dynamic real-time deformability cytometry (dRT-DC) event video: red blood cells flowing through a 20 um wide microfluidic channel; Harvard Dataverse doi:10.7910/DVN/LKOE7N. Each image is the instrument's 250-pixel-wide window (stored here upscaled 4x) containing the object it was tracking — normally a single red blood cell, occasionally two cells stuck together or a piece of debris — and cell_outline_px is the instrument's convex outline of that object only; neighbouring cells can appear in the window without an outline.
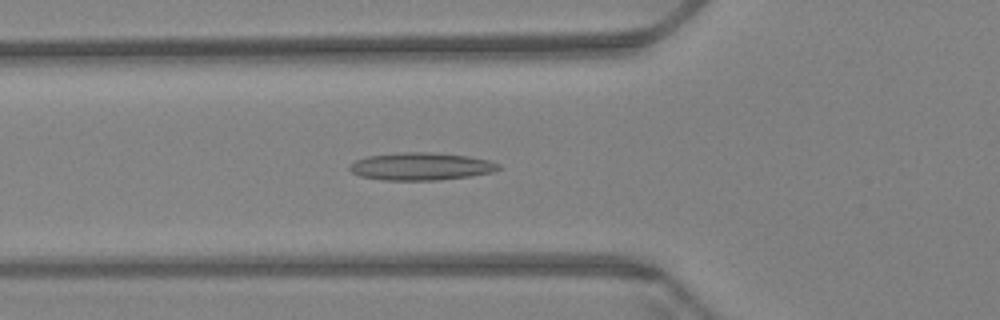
{"species": "Egyptian fruit bat (a non-hibernating species)", "species_latin": "Rousettus aegyptiacus", "temperature_condition": "warm", "stored_images_in_passage": 58, "camera_frame_rate_fps": 3000, "um_per_image_px": 0.085, "animal": {"sex": "female"}, "frame": {"image": 1, "passage_image": 20, "time_ms": 6.333, "image_size_px": [1000, 320], "cell_outline_px": [[504, 168], [492, 172], [468, 176], [436, 180], [384, 180], [360, 176], [352, 172], [348, 168], [356, 160], [368, 156], [400, 152], [432, 152], [468, 156], [488, 160], [500, 164]], "centroid_in_image_um": [35.81, 14.14], "position_along_channel_um": 90.0, "area_um2": 23.87}}
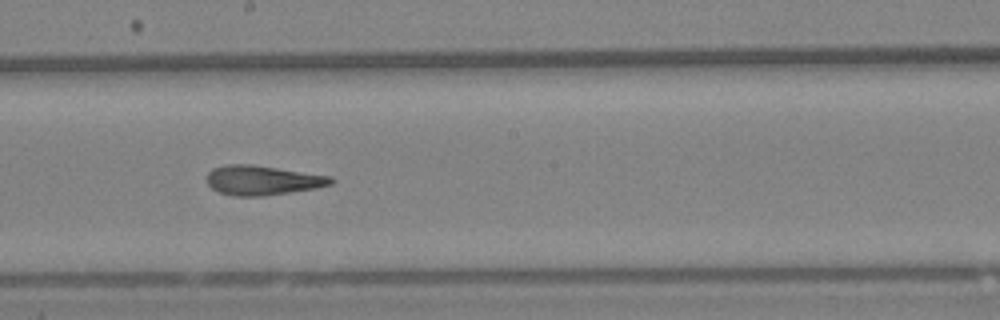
{"frame": {"image": 2, "passage_image": 32, "time_ms": 10.333, "image_size_px": [1000, 320], "cell_outline_px": [[336, 180], [332, 184], [316, 188], [260, 196], [232, 196], [220, 192], [212, 188], [208, 184], [208, 172], [212, 168], [228, 164], [252, 164], [332, 176]], "centroid_in_image_um": [22.33, 15.31], "position_along_channel_um": 225.9, "area_um2": 21.33}}
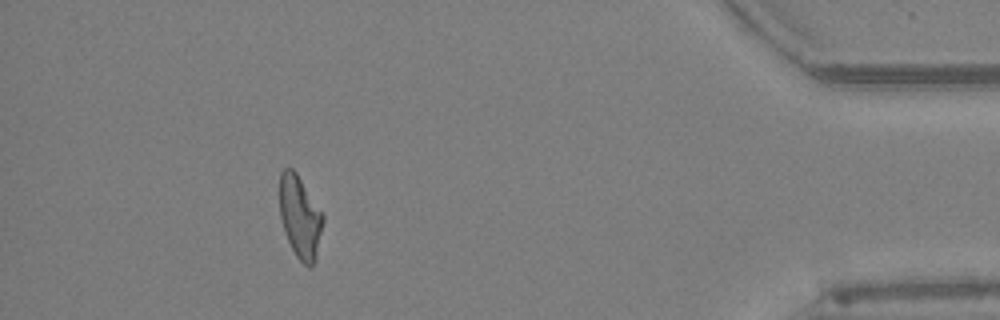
{"frame": {"image": 3, "passage_image": 53, "time_ms": 17.333, "image_size_px": [1000, 320], "cell_outline_px": [[324, 220], [312, 268], [308, 268], [296, 256], [284, 232], [280, 216], [280, 172], [284, 168], [292, 168], [296, 172], [324, 216]], "centroid_in_image_um": [25.48, 18.43], "position_along_channel_um": 409.7, "area_um2": 20.46}, "authors_computed_cell_mechanics": {"area_um2": 21.5594, "velocity_mm_per_s": 3.4159, "shape_relaxation_time_tau1_ms": null, "shape_relaxation_time_tau2_ms": 2.479, "deformation_change_tau1": null, "deformation_change_tau2": 0.1257}}